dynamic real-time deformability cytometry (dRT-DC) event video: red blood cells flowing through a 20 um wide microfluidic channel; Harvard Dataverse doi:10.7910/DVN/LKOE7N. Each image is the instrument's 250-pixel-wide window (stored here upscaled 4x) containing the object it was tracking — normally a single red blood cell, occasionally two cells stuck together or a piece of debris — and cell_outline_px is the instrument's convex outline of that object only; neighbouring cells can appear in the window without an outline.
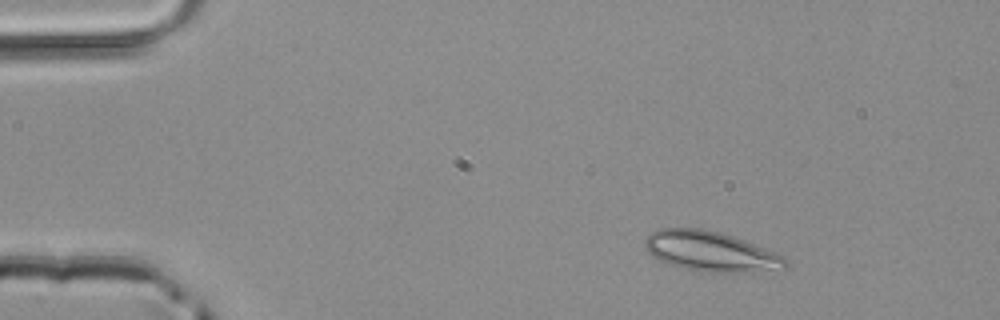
{"species": "common noctule bat (a hibernating species)", "species_latin": "Nyctalus noctula", "temperature_condition": "room temperature", "stored_images_in_passage": 44, "camera_frame_rate_fps": 3000, "um_per_image_px": 0.085, "animal": {"sex": "male", "body_mass_g": 20.4}, "frame": {"image": 1, "passage_image": 2, "time_ms": 0.333, "image_size_px": [1000, 320], "cell_outline_px": [[788, 264], [784, 268], [728, 272], [704, 272], [684, 268], [660, 260], [652, 256], [644, 248], [644, 240], [652, 232], [660, 228], [704, 228], [720, 232], [744, 240], [784, 256], [788, 260]], "centroid_in_image_um": [60.35, 21.34], "position_along_channel_um": 24.6, "area_um2": 32.31}}
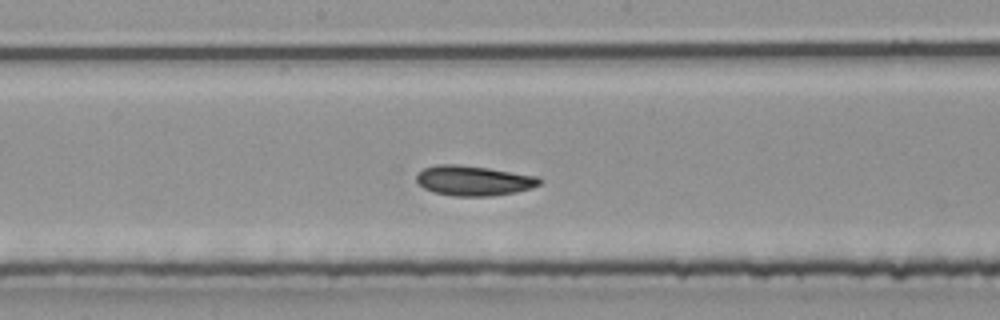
{"frame": {"image": 2, "passage_image": 21, "time_ms": 6.667, "image_size_px": [1000, 320], "cell_outline_px": [[540, 184], [532, 188], [516, 192], [492, 196], [452, 196], [432, 192], [424, 188], [416, 180], [416, 176], [424, 168], [436, 164], [456, 164], [488, 168], [540, 176]], "centroid_in_image_um": [40.27, 15.35], "position_along_channel_um": 207.9, "area_um2": 21.62}}
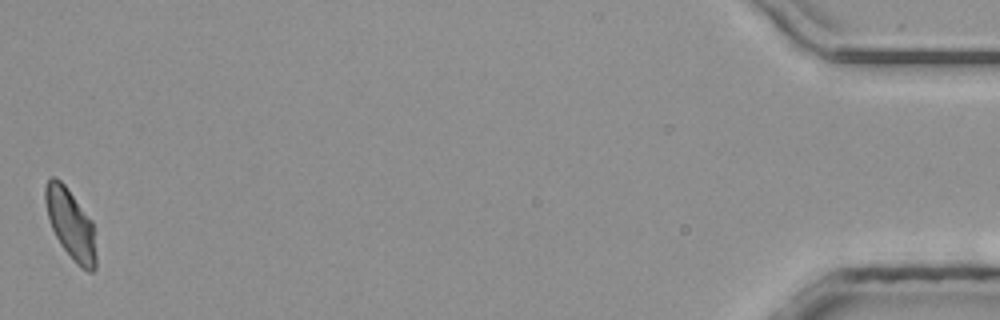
{"frame": {"image": 3, "passage_image": 44, "time_ms": 14.333, "image_size_px": [1000, 320], "cell_outline_px": [[96, 268], [92, 272], [88, 272], [80, 268], [76, 264], [60, 244], [48, 220], [44, 200], [44, 188], [48, 180], [52, 176], [56, 176], [64, 184], [92, 220], [96, 252]], "centroid_in_image_um": [6.0, 19.07], "position_along_channel_um": 429.2, "area_um2": 20.87}}